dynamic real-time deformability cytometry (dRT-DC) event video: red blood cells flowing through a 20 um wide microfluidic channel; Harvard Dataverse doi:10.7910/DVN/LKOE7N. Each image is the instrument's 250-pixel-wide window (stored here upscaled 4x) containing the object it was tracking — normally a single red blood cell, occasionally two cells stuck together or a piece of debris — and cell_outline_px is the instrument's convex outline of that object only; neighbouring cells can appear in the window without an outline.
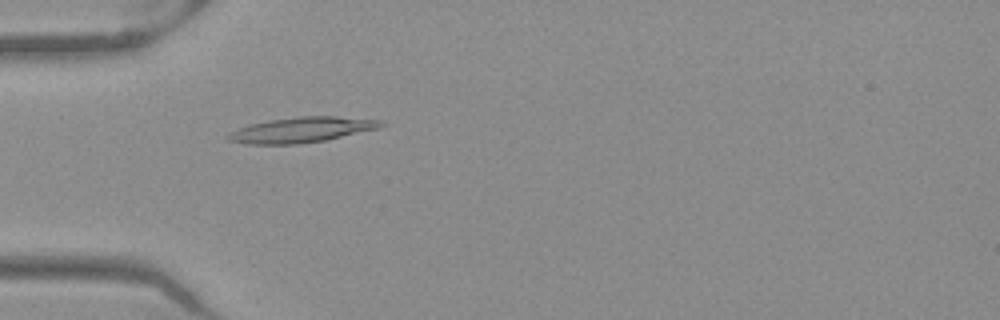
{"species": "Egyptian fruit bat (a non-hibernating species)", "species_latin": "Rousettus aegyptiacus", "temperature_condition": "warm", "stored_images_in_passage": 47, "camera_frame_rate_fps": 3000, "um_per_image_px": 0.085, "frame": {"image": 1, "passage_image": 12, "time_ms": 3.667, "image_size_px": [1000, 320], "cell_outline_px": [[388, 124], [380, 128], [324, 140], [296, 144], [248, 144], [228, 140], [224, 136], [240, 128], [252, 124], [268, 120], [300, 116], [336, 116], [380, 120]], "centroid_in_image_um": [25.67, 11.03], "position_along_channel_um": 59.3, "area_um2": 22.37}}
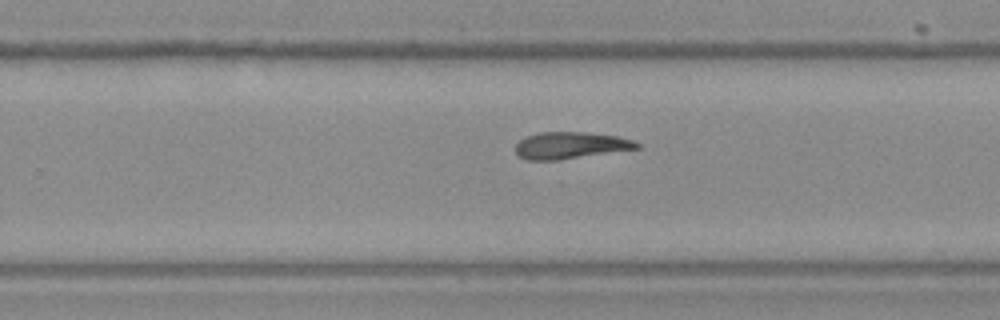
{"frame": {"image": 2, "passage_image": 29, "time_ms": 9.333, "image_size_px": [1000, 320], "cell_outline_px": [[640, 148], [556, 160], [528, 160], [520, 156], [516, 152], [516, 144], [520, 140], [528, 136], [540, 132], [584, 132], [616, 136], [632, 140], [640, 144]], "centroid_in_image_um": [48.48, 12.35], "position_along_channel_um": 281.3, "area_um2": 18.61}}
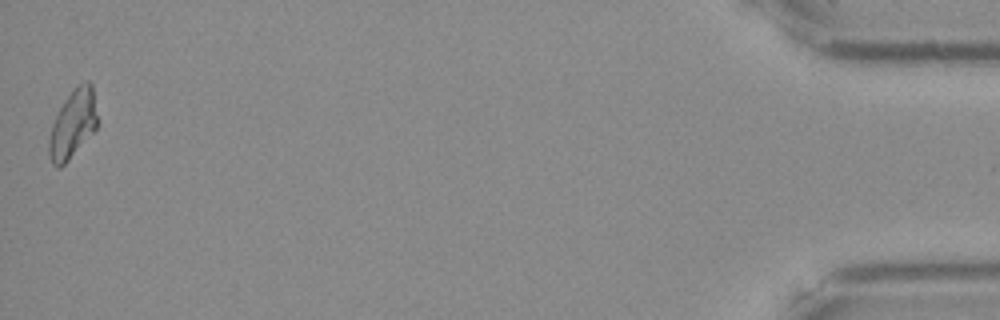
{"frame": {"image": 3, "passage_image": 47, "time_ms": 15.333, "image_size_px": [1000, 320], "cell_outline_px": [[100, 120], [96, 128], [68, 160], [60, 168], [56, 168], [52, 164], [48, 152], [48, 140], [52, 124], [64, 100], [80, 84], [88, 80], [92, 84]], "centroid_in_image_um": [6.21, 10.55], "position_along_channel_um": 429.0, "area_um2": 19.25}, "authors_computed_cell_mechanics": {"area_um2": 19.4786, "velocity_mm_per_s": 3.9825, "shape_relaxation_time_tau1_ms": null, "shape_relaxation_time_tau2_ms": 10.6295, "deformation_change_tau1": null, "deformation_change_tau2": 0.2234}}